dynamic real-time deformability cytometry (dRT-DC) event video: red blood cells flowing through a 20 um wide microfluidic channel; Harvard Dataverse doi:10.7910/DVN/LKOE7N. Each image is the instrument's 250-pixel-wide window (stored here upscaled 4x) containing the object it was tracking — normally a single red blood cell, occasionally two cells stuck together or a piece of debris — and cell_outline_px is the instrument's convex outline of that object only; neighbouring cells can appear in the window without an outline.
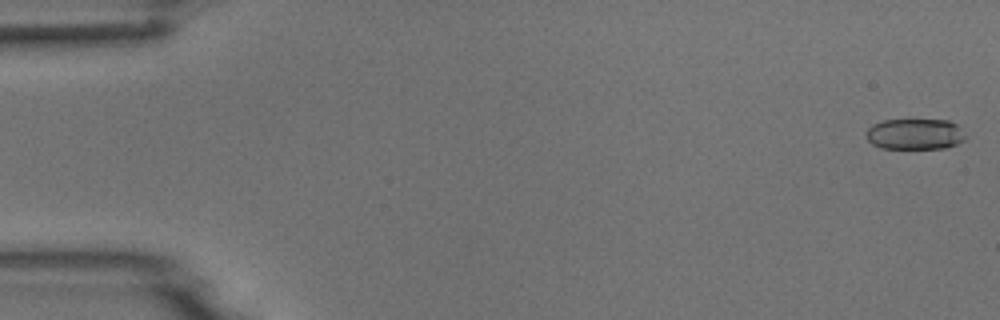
{"species": "common noctule bat (a hibernating species)", "species_latin": "Nyctalus noctula", "temperature_condition": "room temperature", "stored_images_in_passage": 53, "camera_frame_rate_fps": 3000, "um_per_image_px": 0.085, "animal": {"sex": "male", "body_mass_g": 18.8}, "frame": {"image": 1, "passage_image": 1, "time_ms": 0.0, "image_size_px": [1000, 320], "cell_outline_px": [[964, 140], [956, 144], [944, 148], [880, 148], [872, 144], [868, 140], [868, 128], [872, 124], [884, 120], [948, 120], [956, 124], [964, 136]], "centroid_in_image_um": [77.74, 11.4], "position_along_channel_um": 7.3, "area_um2": 17.57}}
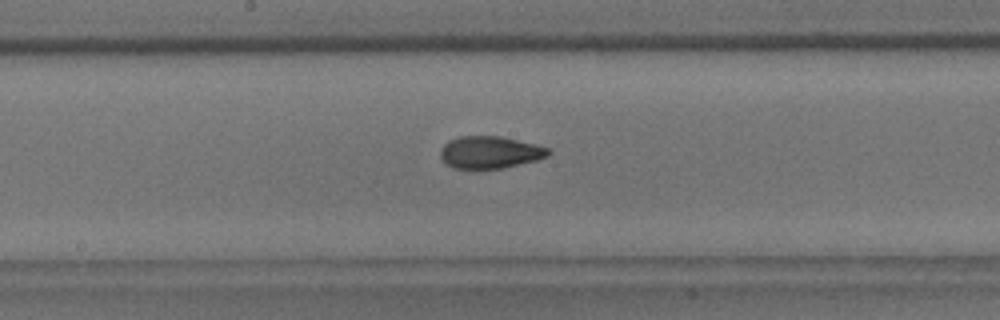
{"frame": {"image": 2, "passage_image": 28, "time_ms": 9.0, "image_size_px": [1000, 320], "cell_outline_px": [[552, 152], [548, 156], [536, 160], [504, 168], [452, 168], [444, 164], [440, 156], [440, 152], [444, 144], [448, 140], [460, 136], [500, 136], [536, 144], [548, 148]], "centroid_in_image_um": [41.63, 12.94], "position_along_channel_um": 206.6, "area_um2": 20.35}}
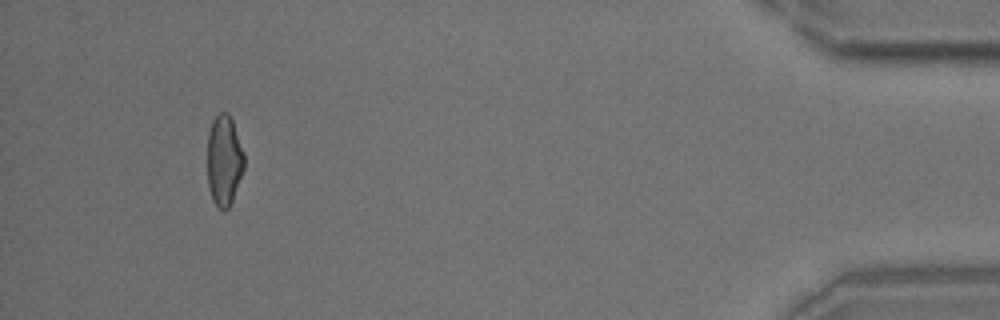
{"frame": {"image": 3, "passage_image": 50, "time_ms": 16.333, "image_size_px": [1000, 320], "cell_outline_px": [[244, 168], [232, 200], [228, 208], [224, 212], [216, 208], [212, 200], [208, 188], [208, 132], [212, 120], [220, 112], [228, 112], [232, 120], [244, 152]], "centroid_in_image_um": [19.04, 13.66], "position_along_channel_um": 416.2, "area_um2": 19.59}}